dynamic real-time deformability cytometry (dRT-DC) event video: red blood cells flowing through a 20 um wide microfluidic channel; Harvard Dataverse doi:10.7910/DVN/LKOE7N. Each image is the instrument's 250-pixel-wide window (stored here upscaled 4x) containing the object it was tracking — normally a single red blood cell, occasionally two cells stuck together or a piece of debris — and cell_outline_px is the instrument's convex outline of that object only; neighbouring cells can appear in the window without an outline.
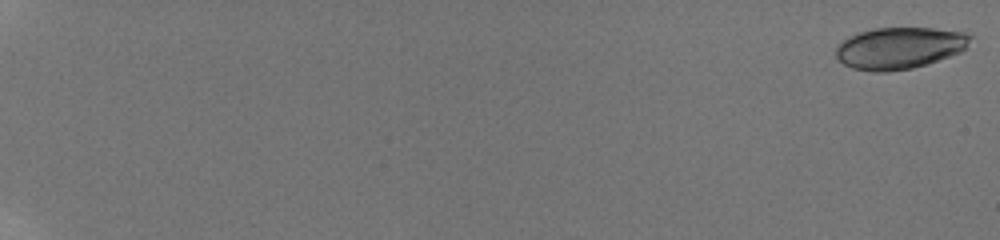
{"species": "human", "species_latin": "Homo sapiens", "temperature_condition": "room temperature", "stored_images_in_passage": 58, "camera_frame_rate_fps": 3000, "um_per_image_px": 0.085, "donor": {"sex": "male"}, "frame": {"image": 1, "passage_image": 1, "time_ms": 0.0, "image_size_px": [1000, 240], "cell_outline_px": [[972, 36], [964, 48], [960, 52], [912, 68], [888, 72], [872, 72], [852, 68], [844, 64], [836, 56], [836, 48], [844, 40], [860, 32], [876, 28], [932, 28], [964, 32]], "centroid_in_image_um": [76.43, 4.09], "position_along_channel_um": 8.6, "area_um2": 32.14}}
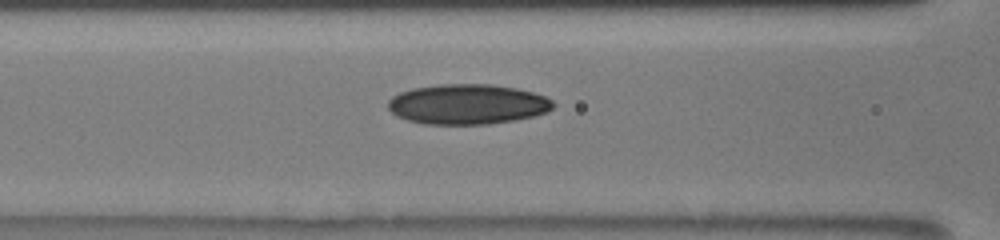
{"frame": {"image": 2, "passage_image": 30, "time_ms": 9.667, "image_size_px": [1000, 240], "cell_outline_px": [[556, 104], [548, 112], [516, 120], [488, 124], [424, 124], [408, 120], [396, 116], [388, 108], [388, 100], [392, 96], [400, 92], [412, 88], [440, 84], [492, 84], [516, 88], [532, 92], [544, 96], [552, 100]], "centroid_in_image_um": [39.73, 8.86], "position_along_channel_um": 126.9, "area_um2": 38.78}}
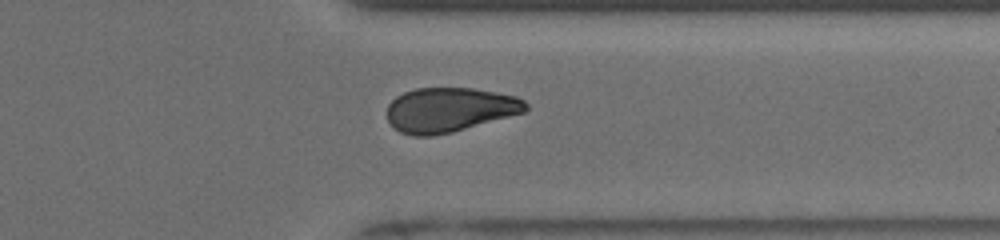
{"frame": {"image": 3, "passage_image": 49, "time_ms": 16.0, "image_size_px": [1000, 240], "cell_outline_px": [[528, 108], [524, 112], [452, 132], [432, 136], [412, 136], [400, 132], [388, 120], [388, 104], [396, 96], [404, 92], [416, 88], [472, 88], [496, 92], [516, 96], [524, 100], [528, 104]], "centroid_in_image_um": [38.21, 9.32], "position_along_channel_um": 373.2, "area_um2": 35.78}, "authors_computed_cell_mechanics": {"area_um2": 35.8649, "velocity_mm_per_s": 3.8944, "shape_relaxation_time_tau1_ms": 7.8232, "shape_relaxation_time_tau2_ms": null, "deformation_change_tau1": 0.1409, "deformation_change_tau2": null}}